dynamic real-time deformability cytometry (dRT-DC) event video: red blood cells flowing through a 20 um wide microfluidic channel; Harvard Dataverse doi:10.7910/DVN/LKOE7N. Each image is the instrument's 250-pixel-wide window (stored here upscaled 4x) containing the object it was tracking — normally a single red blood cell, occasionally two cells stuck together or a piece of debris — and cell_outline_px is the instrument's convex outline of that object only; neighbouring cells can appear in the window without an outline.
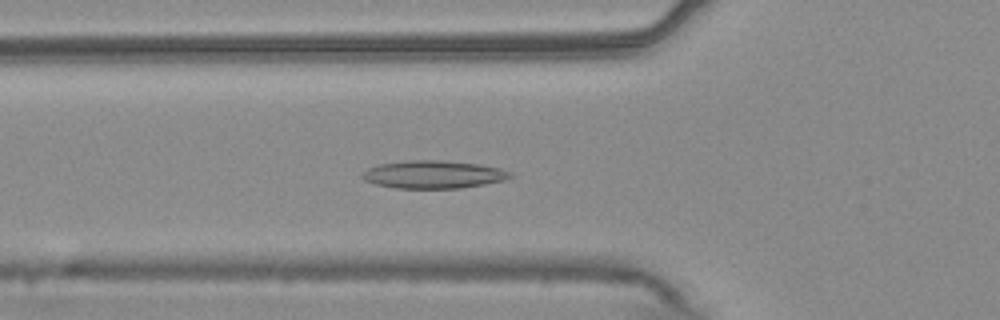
{"species": "common noctule bat (a hibernating species)", "species_latin": "Nyctalus noctula", "temperature_condition": "warm", "stored_images_in_passage": 54, "camera_frame_rate_fps": 3000, "um_per_image_px": 0.085, "animal": {"sex": "male", "body_mass_g": 20.4}, "frame": {"image": 1, "passage_image": 19, "time_ms": 6.0, "image_size_px": [1000, 320], "cell_outline_px": [[516, 176], [504, 180], [484, 184], [460, 188], [396, 188], [376, 184], [364, 180], [360, 176], [368, 168], [380, 164], [408, 160], [440, 160], [480, 164], [500, 168], [512, 172]], "centroid_in_image_um": [36.88, 14.83], "position_along_channel_um": 88.9, "area_um2": 24.04}}
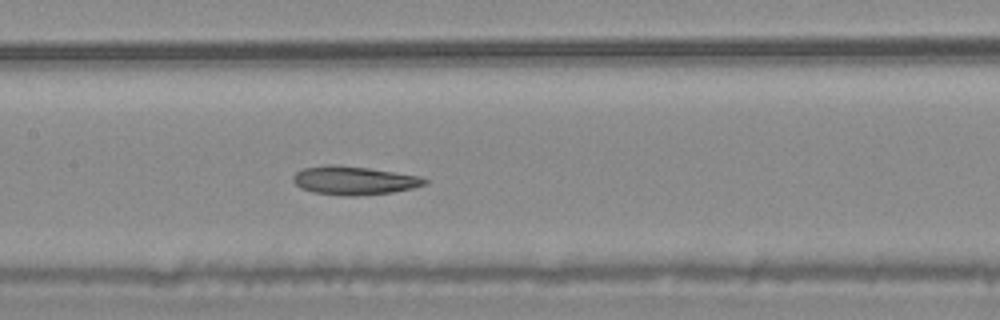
{"frame": {"image": 2, "passage_image": 26, "time_ms": 8.333, "image_size_px": [1000, 320], "cell_outline_px": [[428, 184], [412, 188], [392, 192], [356, 196], [344, 196], [312, 192], [300, 188], [292, 180], [292, 176], [296, 172], [304, 168], [324, 164], [340, 164], [396, 172], [420, 176], [428, 180]], "centroid_in_image_um": [30.07, 15.33], "position_along_channel_um": 177.3, "area_um2": 22.14}}
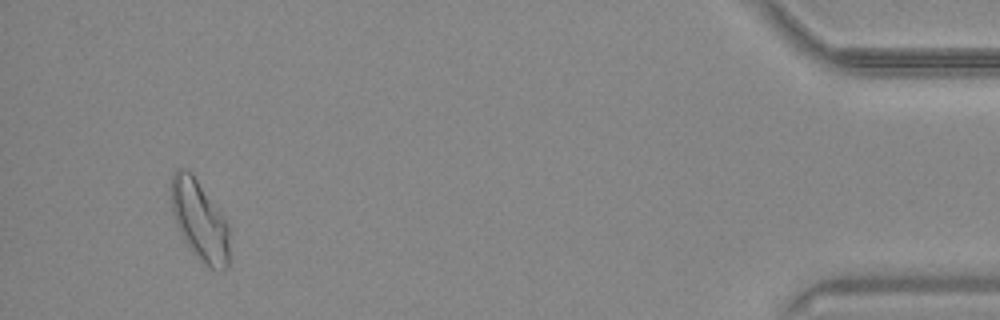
{"frame": {"image": 3, "passage_image": 51, "time_ms": 16.667, "image_size_px": [1000, 320], "cell_outline_px": [[228, 268], [220, 272], [204, 264], [196, 256], [184, 240], [176, 224], [172, 212], [172, 176], [176, 168], [184, 168], [196, 180], [224, 216], [228, 224]], "centroid_in_image_um": [16.98, 18.79], "position_along_channel_um": 418.2, "area_um2": 26.65}, "authors_computed_cell_mechanics": {"area_um2": 23.2934, "velocity_mm_per_s": 3.7578, "shape_relaxation_time_tau1_ms": 7.8552, "shape_relaxation_time_tau2_ms": 5.4317, "deformation_change_tau1": 0.1787, "deformation_change_tau2": 0.1513}}